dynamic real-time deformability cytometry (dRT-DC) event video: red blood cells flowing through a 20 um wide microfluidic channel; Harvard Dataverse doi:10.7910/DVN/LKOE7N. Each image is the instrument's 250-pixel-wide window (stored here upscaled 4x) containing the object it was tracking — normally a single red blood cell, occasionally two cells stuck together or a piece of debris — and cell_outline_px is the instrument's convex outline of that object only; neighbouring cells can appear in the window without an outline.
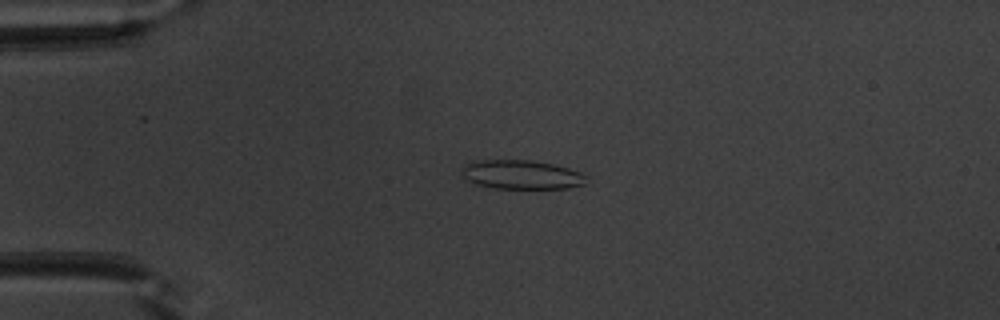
{"species": "common noctule bat (a hibernating species)", "species_latin": "Nyctalus noctula", "temperature_condition": "warm", "stored_images_in_passage": 47, "camera_frame_rate_fps": 3000, "um_per_image_px": 0.085, "animal": {"sex": "male", "body_mass_g": 20.1, "forearm_length_mm": 53.5}, "frame": {"image": 1, "passage_image": 8, "time_ms": 2.333, "image_size_px": [1000, 320], "cell_outline_px": [[588, 184], [568, 188], [496, 188], [476, 184], [464, 180], [460, 172], [468, 164], [476, 160], [532, 160], [552, 164], [568, 168], [580, 172], [588, 176]], "centroid_in_image_um": [44.36, 14.85], "position_along_channel_um": 40.6, "area_um2": 21.21}}
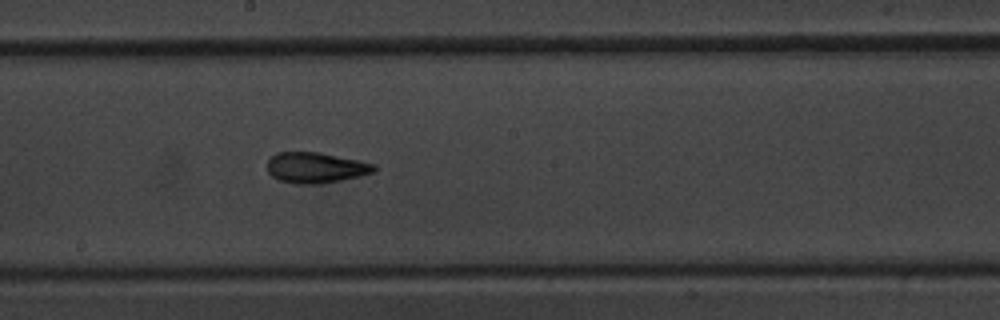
{"frame": {"image": 2, "passage_image": 24, "time_ms": 7.667, "image_size_px": [1000, 320], "cell_outline_px": [[376, 172], [360, 176], [320, 184], [296, 184], [280, 180], [272, 176], [268, 172], [268, 160], [276, 152], [320, 152], [376, 164]], "centroid_in_image_um": [26.85, 14.25], "position_along_channel_um": 221.3, "area_um2": 19.13}}
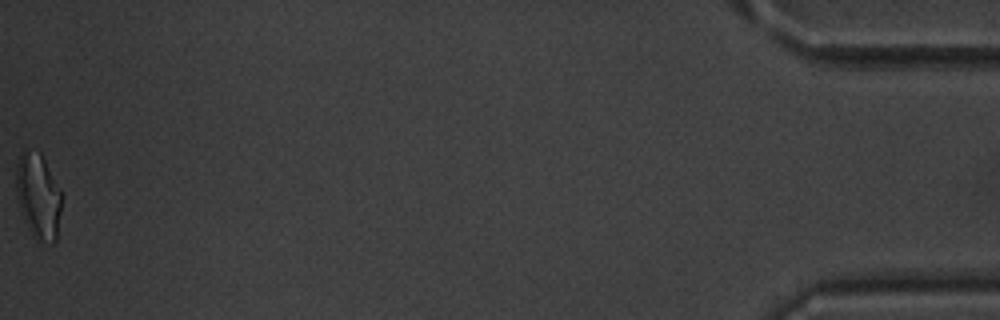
{"frame": {"image": 3, "passage_image": 47, "time_ms": 15.333, "image_size_px": [1000, 320], "cell_outline_px": [[60, 212], [56, 240], [52, 244], [40, 244], [32, 236], [24, 220], [16, 196], [16, 164], [24, 148], [40, 152], [60, 188]], "centroid_in_image_um": [3.23, 16.7], "position_along_channel_um": 432.0, "area_um2": 22.83}, "authors_computed_cell_mechanics": {"area_um2": 19.2474, "velocity_mm_per_s": 3.9727, "shape_relaxation_time_tau1_ms": 10.0909, "shape_relaxation_time_tau2_ms": 2.2262, "deformation_change_tau1": 0.2423, "deformation_change_tau2": 0.1105}}